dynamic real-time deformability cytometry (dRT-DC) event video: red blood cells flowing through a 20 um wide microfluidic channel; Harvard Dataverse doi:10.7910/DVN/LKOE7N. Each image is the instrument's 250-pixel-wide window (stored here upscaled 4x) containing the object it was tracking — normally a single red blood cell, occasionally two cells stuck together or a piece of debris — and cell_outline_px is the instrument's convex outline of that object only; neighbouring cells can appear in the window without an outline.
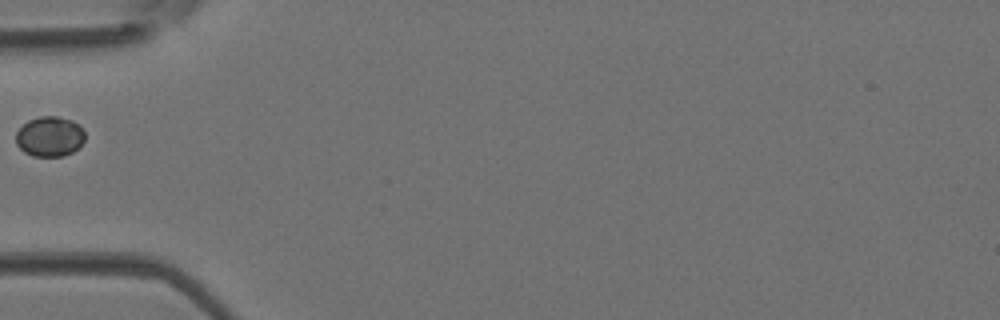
{"species": "Egyptian fruit bat (a non-hibernating species)", "species_latin": "Rousettus aegyptiacus", "temperature_condition": "room temperature", "stored_images_in_passage": 4, "camera_frame_rate_fps": 3000, "um_per_image_px": 0.085, "animal": {"sex": "female"}, "frame": {"image": 1, "passage_image": 1, "time_ms": 0.0, "image_size_px": [1000, 320], "cell_outline_px": [[84, 140], [72, 152], [64, 156], [32, 156], [24, 152], [16, 144], [16, 132], [28, 120], [40, 116], [56, 116], [72, 120], [84, 132]], "centroid_in_image_um": [4.19, 11.61], "position_along_channel_um": 80.8, "area_um2": 15.95}}